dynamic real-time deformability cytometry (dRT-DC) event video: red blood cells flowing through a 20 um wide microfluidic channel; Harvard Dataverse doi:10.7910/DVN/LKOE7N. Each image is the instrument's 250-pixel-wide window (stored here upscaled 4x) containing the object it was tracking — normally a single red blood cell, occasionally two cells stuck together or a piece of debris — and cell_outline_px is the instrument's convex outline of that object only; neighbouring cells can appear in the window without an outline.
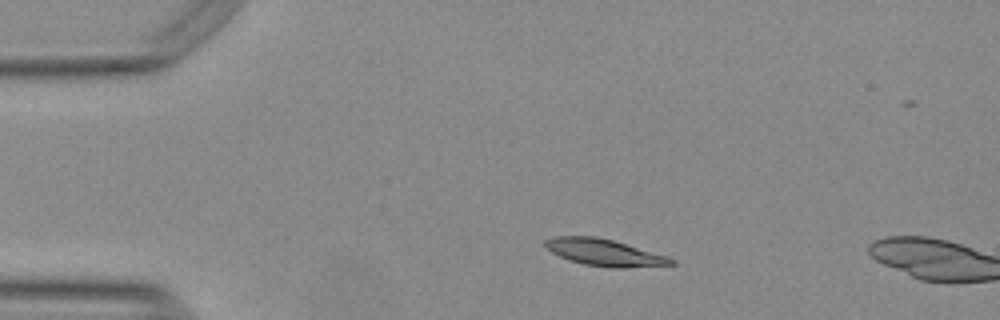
{"species": "Egyptian fruit bat (a non-hibernating species)", "species_latin": "Rousettus aegyptiacus", "temperature_condition": "warm", "stored_images_in_passage": 45, "camera_frame_rate_fps": 3000, "um_per_image_px": 0.085, "animal": {"sex": "female"}, "frame": {"image": 1, "passage_image": 1, "time_ms": 0.0, "image_size_px": [1000, 320], "cell_outline_px": [[676, 264], [624, 268], [608, 268], [584, 264], [568, 260], [544, 248], [544, 240], [552, 236], [596, 236], [612, 240], [668, 256], [676, 260]], "centroid_in_image_um": [51.35, 21.46], "position_along_channel_um": 33.7, "area_um2": 19.83}}
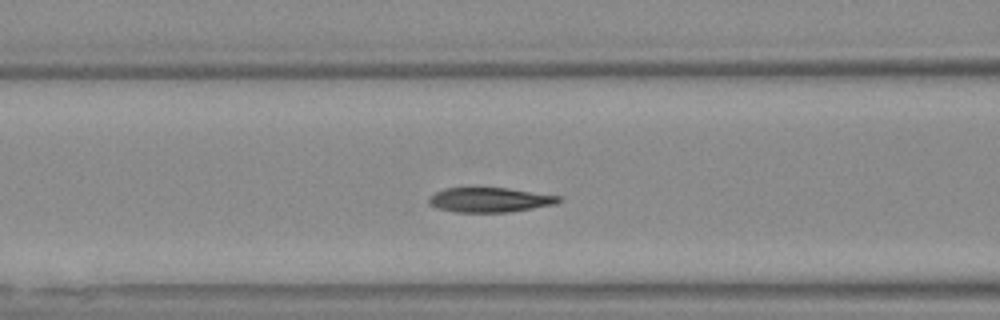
{"frame": {"image": 2, "passage_image": 12, "time_ms": 3.667, "image_size_px": [1000, 320], "cell_outline_px": [[560, 200], [556, 204], [508, 212], [456, 212], [436, 208], [428, 204], [428, 196], [444, 188], [508, 188], [560, 196]], "centroid_in_image_um": [41.57, 16.99], "position_along_channel_um": 125.0, "area_um2": 18.61}}
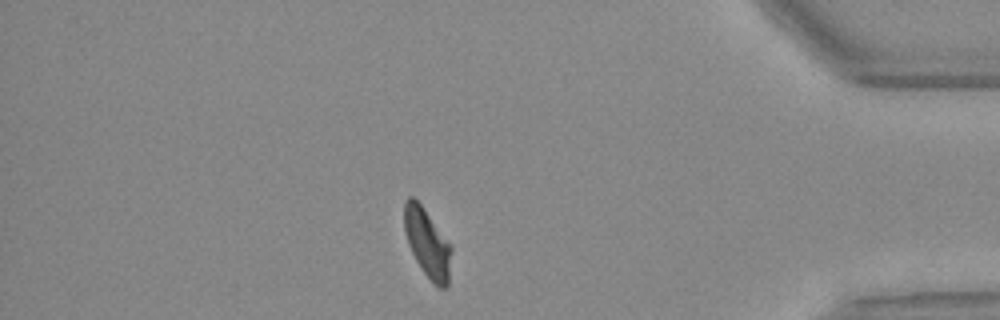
{"frame": {"image": 3, "passage_image": 37, "time_ms": 12.0, "image_size_px": [1000, 320], "cell_outline_px": [[452, 252], [448, 288], [440, 288], [432, 284], [420, 268], [408, 244], [404, 232], [404, 200], [408, 196], [412, 196], [420, 204], [452, 248]], "centroid_in_image_um": [36.31, 20.72], "position_along_channel_um": 398.9, "area_um2": 18.79}, "authors_computed_cell_mechanics": {"area_um2": 19.4786, "velocity_mm_per_s": 3.7423, "shape_relaxation_time_tau1_ms": 6.4617, "shape_relaxation_time_tau2_ms": 2.4361, "deformation_change_tau1": 0.2228, "deformation_change_tau2": 0.075}}